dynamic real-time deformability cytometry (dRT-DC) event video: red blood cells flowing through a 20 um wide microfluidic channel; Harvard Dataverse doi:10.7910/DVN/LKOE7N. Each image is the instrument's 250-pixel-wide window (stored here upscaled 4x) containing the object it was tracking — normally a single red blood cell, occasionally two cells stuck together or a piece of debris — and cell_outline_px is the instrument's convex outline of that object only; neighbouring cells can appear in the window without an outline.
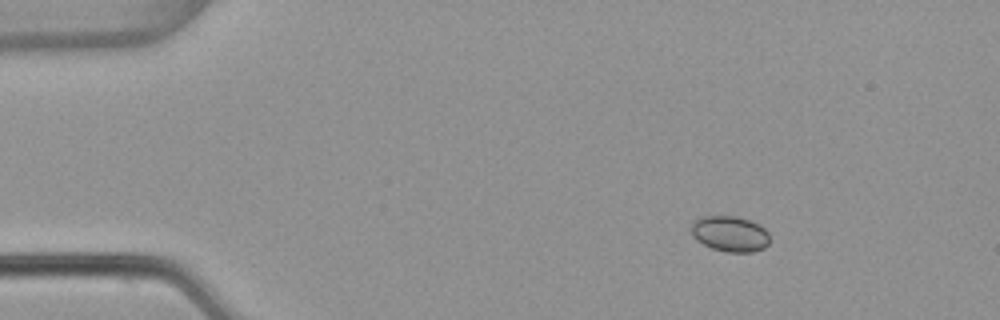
{"species": "common noctule bat (a hibernating species)", "species_latin": "Nyctalus noctula", "temperature_condition": "warm", "stored_images_in_passage": 3, "camera_frame_rate_fps": 3000, "um_per_image_px": 0.085, "animal": {"sex": "female", "body_mass_g": 22.7, "forearm_length_mm": 54.2}, "frame": {"image": 1, "passage_image": 1, "time_ms": 0.0, "image_size_px": [1000, 320], "cell_outline_px": [[768, 244], [764, 248], [752, 252], [728, 252], [712, 248], [696, 240], [692, 236], [692, 224], [696, 220], [704, 216], [736, 216], [752, 220], [764, 228], [768, 232]], "centroid_in_image_um": [62.06, 19.87], "position_along_channel_um": 22.9, "area_um2": 16.24}}